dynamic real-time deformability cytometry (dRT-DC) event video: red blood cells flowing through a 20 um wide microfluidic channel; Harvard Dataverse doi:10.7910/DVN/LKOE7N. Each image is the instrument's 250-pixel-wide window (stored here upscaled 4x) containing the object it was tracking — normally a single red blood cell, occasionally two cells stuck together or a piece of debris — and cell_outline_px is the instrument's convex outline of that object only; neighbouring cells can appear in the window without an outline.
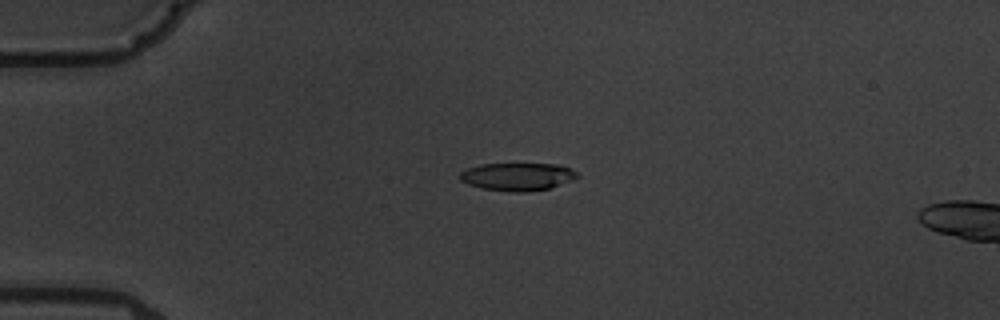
{"species": "common noctule bat (a hibernating species)", "species_latin": "Nyctalus noctula", "temperature_condition": "warm", "stored_images_in_passage": 4, "camera_frame_rate_fps": 3000, "um_per_image_px": 0.085, "animal": {"sex": "male", "body_mass_g": 19.5, "forearm_length_mm": 54.6}, "frame": {"image": 1, "passage_image": 3, "time_ms": 2.0, "image_size_px": [1000, 320], "cell_outline_px": [[580, 176], [548, 188], [528, 192], [512, 192], [480, 188], [468, 184], [460, 180], [460, 172], [468, 168], [480, 164], [560, 164], [576, 172]], "centroid_in_image_um": [43.94, 15.01], "position_along_channel_um": 41.1, "area_um2": 18.84}}